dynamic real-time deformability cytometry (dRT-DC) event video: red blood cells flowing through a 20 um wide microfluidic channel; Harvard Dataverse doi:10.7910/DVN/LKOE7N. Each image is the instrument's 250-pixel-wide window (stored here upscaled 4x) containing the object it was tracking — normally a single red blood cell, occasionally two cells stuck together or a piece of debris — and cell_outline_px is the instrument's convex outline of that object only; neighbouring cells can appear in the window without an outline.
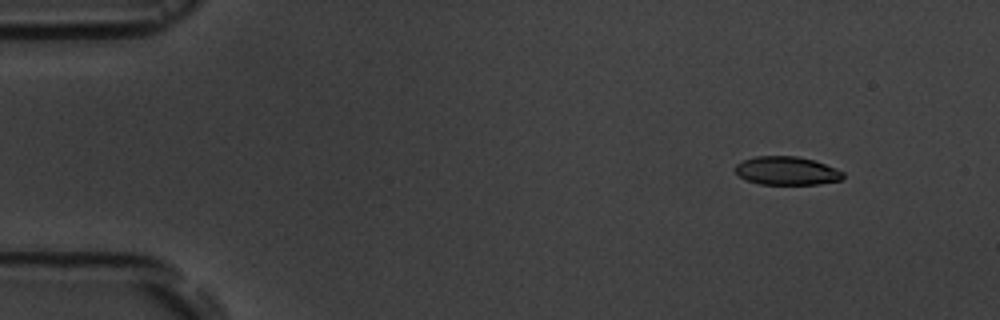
{"species": "common noctule bat (a hibernating species)", "species_latin": "Nyctalus noctula", "temperature_condition": "room temperature", "stored_images_in_passage": 4, "camera_frame_rate_fps": 3000, "um_per_image_px": 0.085, "animal": {"sex": "male", "body_mass_g": 19.5, "forearm_length_mm": 54.6}, "frame": {"image": 1, "passage_image": 2, "time_ms": 1.0, "image_size_px": [1000, 320], "cell_outline_px": [[844, 180], [820, 184], [760, 184], [748, 180], [740, 176], [736, 172], [736, 164], [744, 160], [756, 156], [796, 156], [816, 160], [836, 168], [844, 172]], "centroid_in_image_um": [66.95, 14.51], "position_along_channel_um": 18.1, "area_um2": 17.92}}